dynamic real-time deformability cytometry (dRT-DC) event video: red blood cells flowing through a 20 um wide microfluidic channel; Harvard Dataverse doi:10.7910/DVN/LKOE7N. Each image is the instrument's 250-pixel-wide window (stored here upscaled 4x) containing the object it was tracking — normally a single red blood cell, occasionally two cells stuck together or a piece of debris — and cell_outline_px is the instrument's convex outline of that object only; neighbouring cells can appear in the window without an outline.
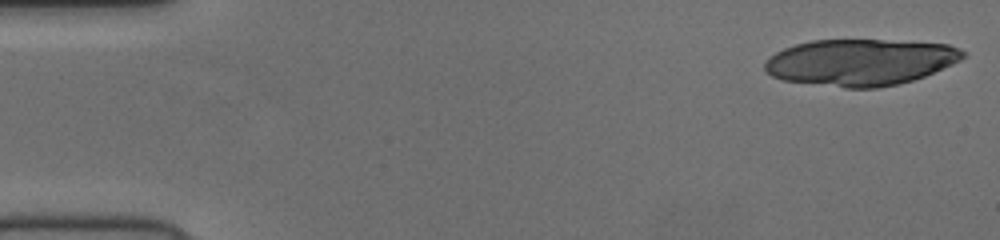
{"species": "human", "species_latin": "Homo sapiens", "temperature_condition": "cold", "stored_images_in_passage": 15, "camera_frame_rate_fps": 3000, "um_per_image_px": 0.085, "donor": {"sex": "female"}, "frame": {"image": 1, "passage_image": 1, "time_ms": 0.0, "image_size_px": [1000, 240], "cell_outline_px": [[964, 56], [960, 60], [952, 64], [924, 76], [912, 80], [896, 84], [876, 88], [844, 88], [784, 80], [772, 76], [764, 68], [764, 64], [776, 52], [784, 48], [796, 44], [812, 40], [884, 40], [948, 44], [964, 52]], "centroid_in_image_um": [73.11, 5.29], "position_along_channel_um": 11.9, "area_um2": 53.23}}